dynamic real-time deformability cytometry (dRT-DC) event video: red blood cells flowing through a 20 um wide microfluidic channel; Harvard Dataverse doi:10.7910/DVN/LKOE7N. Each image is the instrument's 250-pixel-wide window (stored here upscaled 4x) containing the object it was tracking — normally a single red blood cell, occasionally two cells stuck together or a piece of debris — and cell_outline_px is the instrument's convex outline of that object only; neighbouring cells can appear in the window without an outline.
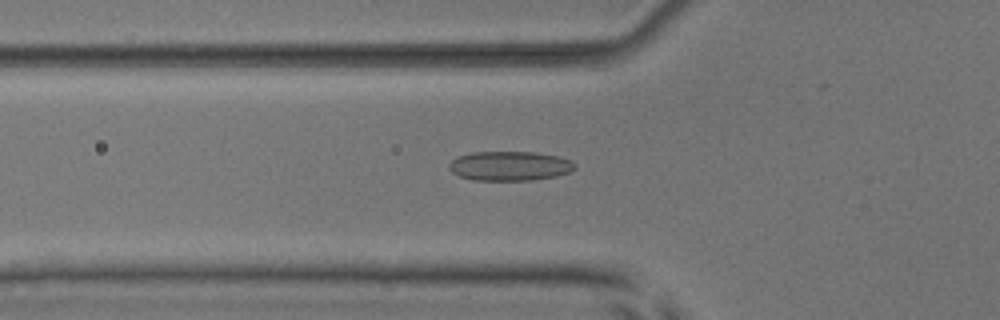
{"species": "common noctule bat (a hibernating species)", "species_latin": "Nyctalus noctula", "temperature_condition": "room temperature", "stored_images_in_passage": 48, "camera_frame_rate_fps": 3000, "um_per_image_px": 0.085, "animal": {"sex": "male", "body_mass_g": 17.9, "forearm_length_mm": 54.2}, "frame": {"image": 1, "passage_image": 14, "time_ms": 4.333, "image_size_px": [1000, 320], "cell_outline_px": [[576, 168], [568, 172], [556, 176], [532, 180], [472, 180], [460, 176], [452, 172], [448, 168], [448, 164], [456, 156], [472, 152], [536, 152], [556, 156], [572, 160], [576, 164]], "centroid_in_image_um": [43.31, 14.1], "position_along_channel_um": 82.5, "area_um2": 21.68}}
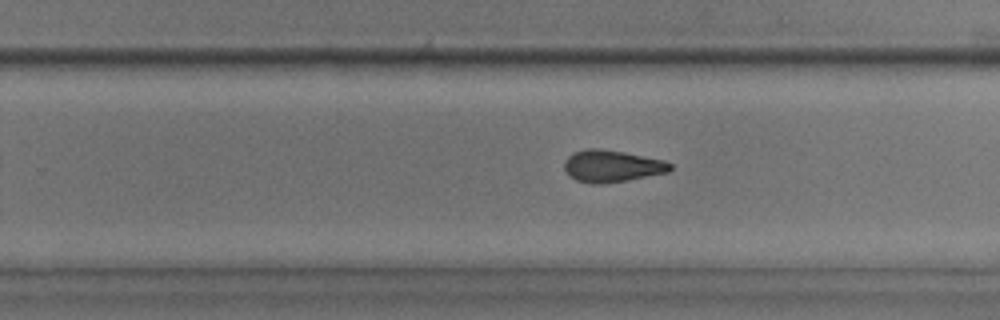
{"frame": {"image": 2, "passage_image": 29, "time_ms": 9.333, "image_size_px": [1000, 320], "cell_outline_px": [[672, 168], [668, 172], [624, 180], [600, 184], [592, 184], [576, 180], [568, 176], [564, 168], [564, 160], [572, 152], [588, 148], [600, 148], [624, 152], [664, 160], [672, 164]], "centroid_in_image_um": [51.96, 14.1], "position_along_channel_um": 277.8, "area_um2": 19.71}}
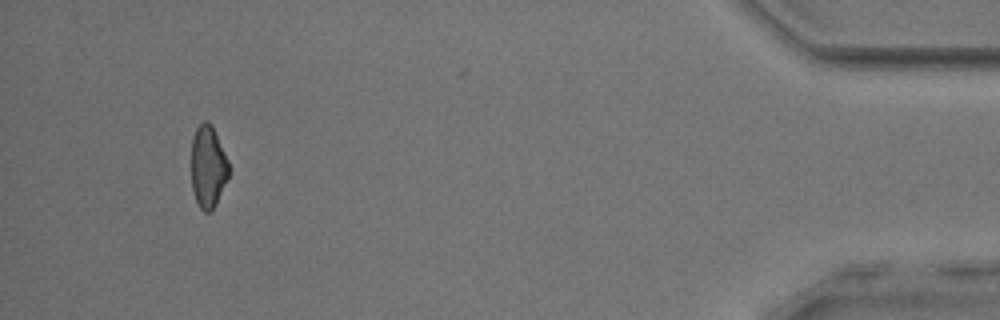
{"frame": {"image": 3, "passage_image": 45, "time_ms": 14.667, "image_size_px": [1000, 320], "cell_outline_px": [[232, 168], [216, 204], [212, 212], [204, 212], [200, 208], [196, 200], [192, 188], [192, 136], [196, 128], [204, 120], [208, 120], [212, 124]], "centroid_in_image_um": [17.71, 14.15], "position_along_channel_um": 417.5, "area_um2": 18.26}, "authors_computed_cell_mechanics": {"area_um2": 19.8543, "velocity_mm_per_s": 3.9107, "shape_relaxation_time_tau1_ms": null, "shape_relaxation_time_tau2_ms": 2.9144, "deformation_change_tau1": null, "deformation_change_tau2": 0.0936}}